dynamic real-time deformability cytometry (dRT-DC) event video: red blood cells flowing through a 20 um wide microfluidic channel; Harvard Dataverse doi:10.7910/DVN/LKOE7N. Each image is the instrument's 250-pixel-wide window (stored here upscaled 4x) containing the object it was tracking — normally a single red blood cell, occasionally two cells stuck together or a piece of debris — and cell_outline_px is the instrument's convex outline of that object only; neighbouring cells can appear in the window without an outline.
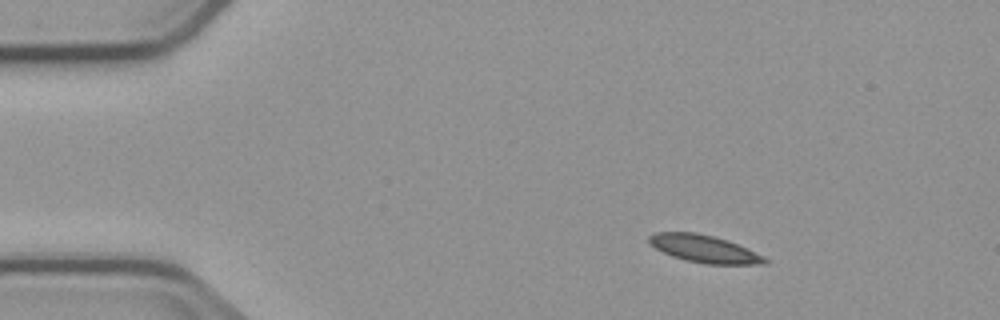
{"species": "common noctule bat (a hibernating species)", "species_latin": "Nyctalus noctula", "temperature_condition": "cold", "stored_images_in_passage": 5, "segment_of_instrument_passage": [1, 2], "camera_frame_rate_fps": 3000, "um_per_image_px": 0.085, "animal": {"sex": "male", "body_mass_g": 23.1, "forearm_length_mm": 52.7}, "frame": {"image": 1, "passage_image": 2, "time_ms": 1.333, "image_size_px": [1000, 320], "cell_outline_px": [[768, 264], [704, 264], [684, 260], [672, 256], [648, 244], [648, 236], [652, 232], [696, 232], [728, 240], [764, 256], [768, 260]], "centroid_in_image_um": [59.82, 21.14], "position_along_channel_um": 25.2, "area_um2": 18.61}}